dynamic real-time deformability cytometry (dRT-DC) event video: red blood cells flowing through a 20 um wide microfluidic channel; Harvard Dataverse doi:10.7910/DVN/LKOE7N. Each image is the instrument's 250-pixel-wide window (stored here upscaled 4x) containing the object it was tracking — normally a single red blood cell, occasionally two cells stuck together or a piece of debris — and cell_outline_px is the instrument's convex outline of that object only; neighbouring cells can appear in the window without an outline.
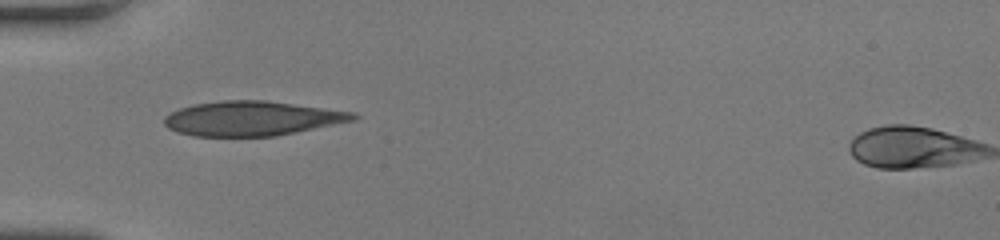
{"species": "human", "species_latin": "Homo sapiens", "temperature_condition": "room temperature", "stored_images_in_passage": 18, "segment_of_instrument_passage": [2, 2], "camera_frame_rate_fps": 3000, "um_per_image_px": 0.085, "donor": {"sex": "female"}, "frame": {"image": 1, "passage_image": 18, "time_ms": 5.667, "image_size_px": [1000, 240], "cell_outline_px": [[976, 144], [924, 164], [900, 168], [888, 168], [868, 164], [860, 160], [852, 152], [852, 144], [864, 132], [876, 128], [924, 128], [940, 132]], "centroid_in_image_um": [76.93, 12.47], "position_along_channel_um": 8.1, "area_um2": 25.03}}